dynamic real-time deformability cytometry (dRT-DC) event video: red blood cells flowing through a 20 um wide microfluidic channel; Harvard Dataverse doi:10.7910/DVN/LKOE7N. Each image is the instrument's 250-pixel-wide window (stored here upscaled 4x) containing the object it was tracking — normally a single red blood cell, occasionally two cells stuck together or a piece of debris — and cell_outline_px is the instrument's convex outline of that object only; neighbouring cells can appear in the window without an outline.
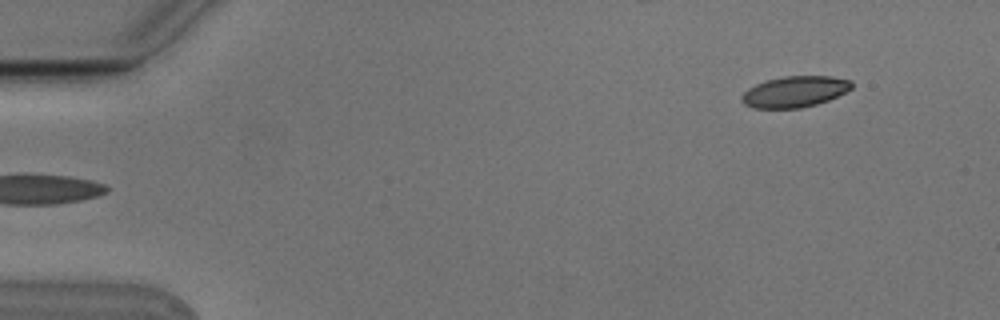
{"species": "Egyptian fruit bat (a non-hibernating species)", "species_latin": "Rousettus aegyptiacus", "temperature_condition": "cold", "stored_images_in_passage": 4, "camera_frame_rate_fps": 3000, "um_per_image_px": 0.085, "animal": {"sex": "male"}, "frame": {"image": 1, "passage_image": 4, "time_ms": 1.0, "image_size_px": [1000, 320], "cell_outline_px": [[852, 88], [828, 100], [816, 104], [800, 108], [756, 108], [744, 104], [740, 100], [740, 96], [748, 88], [764, 80], [784, 76], [832, 76], [852, 80]], "centroid_in_image_um": [67.53, 7.78], "position_along_channel_um": 17.5, "area_um2": 19.94}}